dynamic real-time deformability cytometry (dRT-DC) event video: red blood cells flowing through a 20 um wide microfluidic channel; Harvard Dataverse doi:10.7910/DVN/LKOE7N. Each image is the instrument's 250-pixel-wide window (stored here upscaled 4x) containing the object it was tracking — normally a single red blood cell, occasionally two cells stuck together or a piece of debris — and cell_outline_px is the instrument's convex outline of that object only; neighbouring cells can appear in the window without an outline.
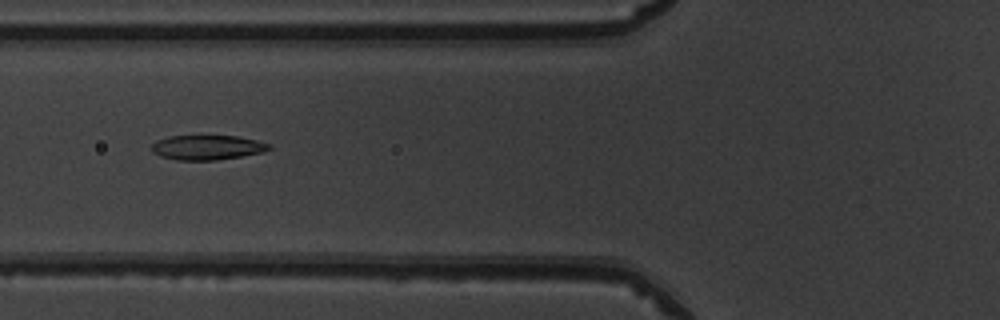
{"species": "common noctule bat (a hibernating species)", "species_latin": "Nyctalus noctula", "temperature_condition": "warm", "stored_images_in_passage": 35, "camera_frame_rate_fps": 3000, "um_per_image_px": 0.085, "animal": {"sex": "male", "body_mass_g": 19.5, "forearm_length_mm": 54.6}, "frame": {"image": 1, "passage_image": 4, "time_ms": 1.0, "image_size_px": [1000, 320], "cell_outline_px": [[272, 148], [264, 152], [216, 160], [176, 160], [160, 156], [152, 152], [152, 144], [156, 140], [168, 136], [240, 136], [272, 144]], "centroid_in_image_um": [17.63, 12.53], "position_along_channel_um": 108.2, "area_um2": 16.99}}
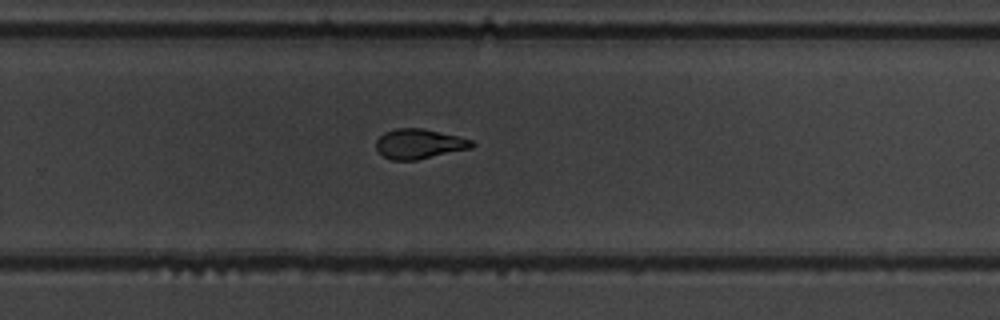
{"frame": {"image": 2, "passage_image": 18, "time_ms": 5.667, "image_size_px": [1000, 320], "cell_outline_px": [[476, 144], [472, 148], [416, 160], [392, 160], [384, 156], [376, 148], [376, 140], [384, 132], [396, 128], [424, 128], [460, 136], [472, 140]], "centroid_in_image_um": [35.66, 12.21], "position_along_channel_um": 294.1, "area_um2": 16.76}}
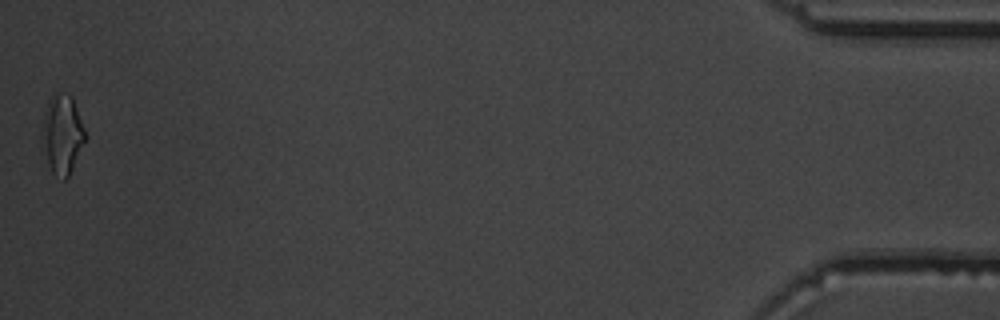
{"frame": {"image": 3, "passage_image": 35, "time_ms": 11.333, "image_size_px": [1000, 320], "cell_outline_px": [[88, 136], [68, 176], [64, 180], [52, 172], [48, 164], [40, 140], [40, 136], [44, 112], [48, 100], [52, 92], [60, 92], [72, 96]], "centroid_in_image_um": [5.28, 11.37], "position_along_channel_um": 429.9, "area_um2": 20.29}, "authors_computed_cell_mechanics": {"area_um2": 17.2244, "velocity_mm_per_s": 3.9961, "shape_relaxation_time_tau1_ms": 4.9174, "shape_relaxation_time_tau2_ms": 2.125, "deformation_change_tau1": 0.1842, "deformation_change_tau2": 0.0798}}